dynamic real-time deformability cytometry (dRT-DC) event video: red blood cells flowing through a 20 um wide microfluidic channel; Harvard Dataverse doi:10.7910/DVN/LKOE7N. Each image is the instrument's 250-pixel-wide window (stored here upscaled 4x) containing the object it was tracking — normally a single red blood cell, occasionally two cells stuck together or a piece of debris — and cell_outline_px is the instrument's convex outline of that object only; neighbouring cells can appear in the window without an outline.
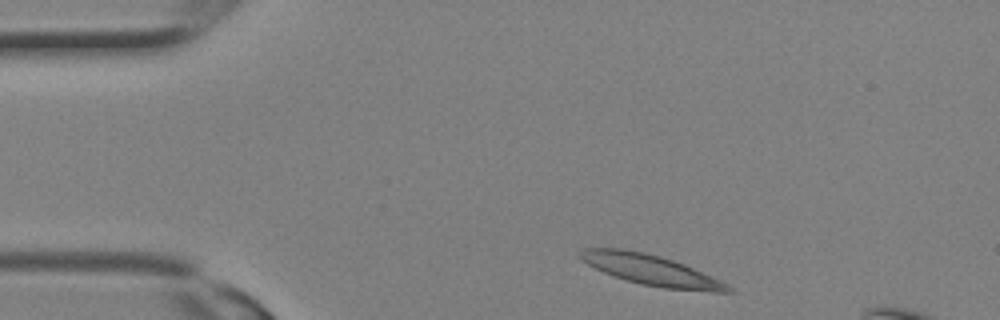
{"species": "Egyptian fruit bat (a non-hibernating species)", "species_latin": "Rousettus aegyptiacus", "temperature_condition": "room temperature", "stored_images_in_passage": 10, "camera_frame_rate_fps": 3000, "um_per_image_px": 0.085, "animal": {"sex": "female"}, "frame": {"image": 1, "passage_image": 1, "time_ms": 0.0, "image_size_px": [1000, 320], "cell_outline_px": [[736, 292], [712, 292], [664, 288], [644, 284], [628, 280], [604, 272], [580, 260], [576, 256], [584, 248], [624, 248], [644, 252], [660, 256], [684, 264], [720, 280], [728, 284]], "centroid_in_image_um": [55.35, 22.94], "position_along_channel_um": 29.7, "area_um2": 26.07}}
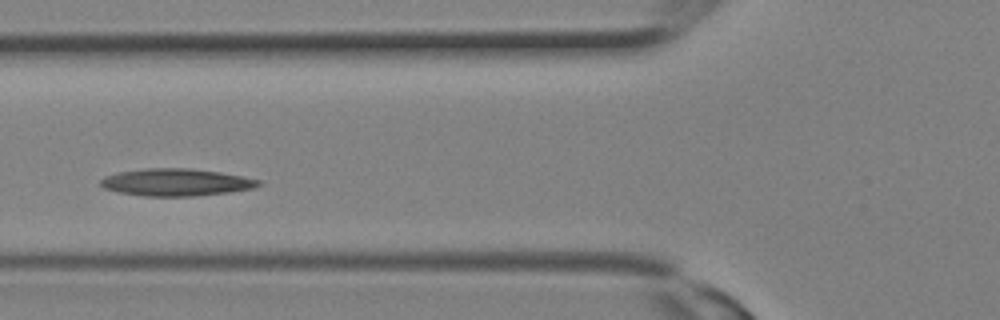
{"frame": {"image": 2, "passage_image": 7, "time_ms": 2.0, "image_size_px": [1000, 320], "cell_outline_px": [[260, 184], [252, 188], [228, 192], [196, 196], [144, 196], [116, 192], [104, 188], [100, 184], [100, 180], [104, 176], [116, 172], [144, 168], [188, 168], [220, 172], [260, 180]], "centroid_in_image_um": [14.89, 15.49], "position_along_channel_um": 110.9, "area_um2": 25.09}}
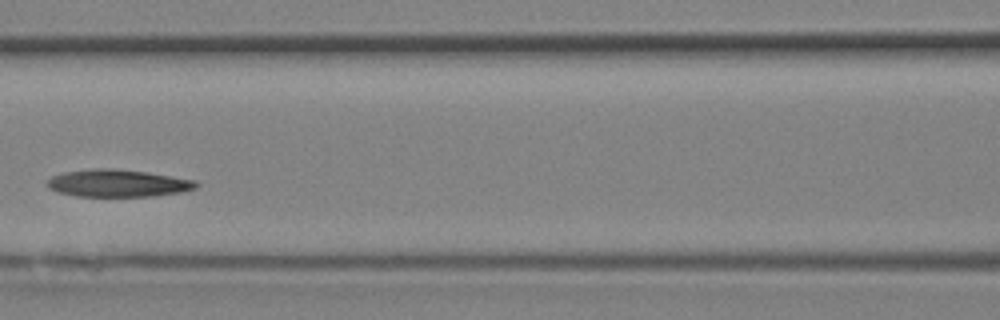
{"frame": {"image": 3, "passage_image": 9, "time_ms": 2.667, "image_size_px": [1000, 320], "cell_outline_px": [[200, 184], [196, 188], [184, 192], [152, 196], [76, 196], [56, 192], [48, 188], [48, 180], [52, 176], [64, 172], [96, 168], [112, 168], [148, 172], [196, 180]], "centroid_in_image_um": [10.05, 15.57], "position_along_channel_um": 156.6, "area_um2": 23.87}}